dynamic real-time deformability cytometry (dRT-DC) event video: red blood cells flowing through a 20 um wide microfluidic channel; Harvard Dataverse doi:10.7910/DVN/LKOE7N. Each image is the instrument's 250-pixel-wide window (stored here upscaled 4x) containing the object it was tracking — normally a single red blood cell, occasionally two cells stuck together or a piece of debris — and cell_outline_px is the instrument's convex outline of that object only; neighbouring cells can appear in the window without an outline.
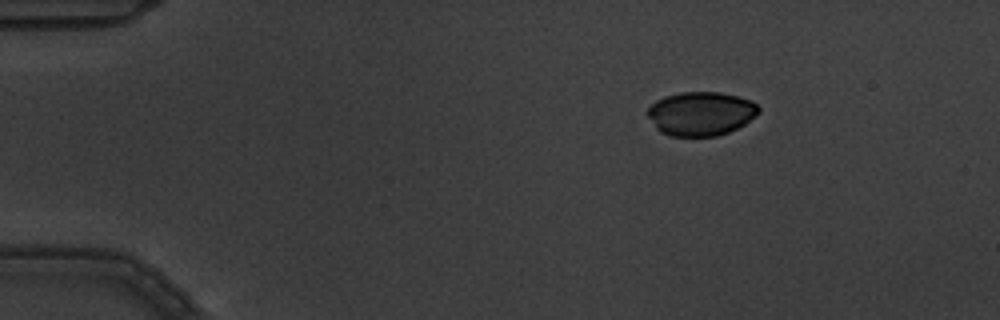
{"species": "common noctule bat (a hibernating species)", "species_latin": "Nyctalus noctula", "temperature_condition": "warm", "stored_images_in_passage": 6, "camera_frame_rate_fps": 3000, "um_per_image_px": 0.085, "animal": {"sex": "male", "body_mass_g": 19.5, "forearm_length_mm": 54.6}, "frame": {"image": 1, "passage_image": 2, "time_ms": 0.333, "image_size_px": [1000, 320], "cell_outline_px": [[760, 112], [756, 116], [744, 124], [728, 132], [716, 136], [668, 136], [660, 132], [656, 128], [648, 116], [648, 108], [656, 100], [664, 96], [680, 92], [720, 92], [752, 100], [760, 108]], "centroid_in_image_um": [59.57, 9.65], "position_along_channel_um": 25.4, "area_um2": 28.5}}